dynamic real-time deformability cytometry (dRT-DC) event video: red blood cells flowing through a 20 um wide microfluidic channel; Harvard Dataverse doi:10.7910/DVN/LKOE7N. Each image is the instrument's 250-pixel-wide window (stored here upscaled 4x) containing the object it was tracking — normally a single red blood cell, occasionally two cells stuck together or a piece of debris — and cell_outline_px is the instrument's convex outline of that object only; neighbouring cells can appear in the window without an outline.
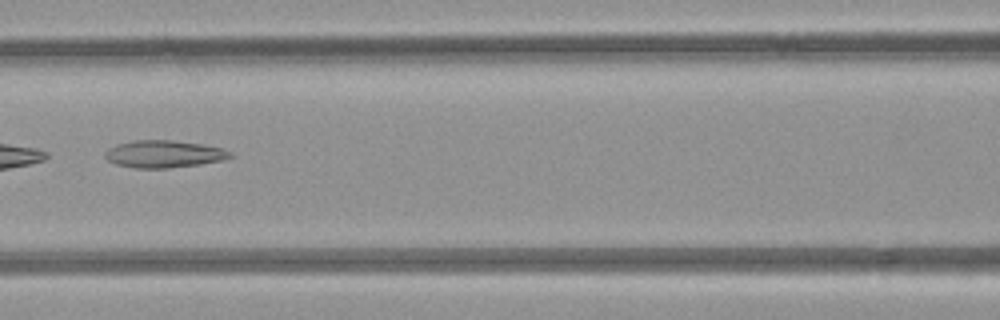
{"species": "common noctule bat (a hibernating species)", "species_latin": "Nyctalus noctula", "temperature_condition": "room temperature", "stored_images_in_passage": 7, "camera_frame_rate_fps": 3000, "um_per_image_px": 0.085, "animal": {"sex": "female", "body_mass_g": 21.9}, "frame": {"image": 1, "passage_image": 7, "time_ms": 7.0, "image_size_px": [1000, 320], "cell_outline_px": [[232, 156], [224, 160], [200, 164], [168, 168], [136, 168], [116, 164], [108, 160], [104, 156], [104, 152], [116, 144], [136, 140], [172, 140], [204, 144], [224, 148], [232, 152]], "centroid_in_image_um": [13.96, 13.08], "position_along_channel_um": 152.6, "area_um2": 20.0}}